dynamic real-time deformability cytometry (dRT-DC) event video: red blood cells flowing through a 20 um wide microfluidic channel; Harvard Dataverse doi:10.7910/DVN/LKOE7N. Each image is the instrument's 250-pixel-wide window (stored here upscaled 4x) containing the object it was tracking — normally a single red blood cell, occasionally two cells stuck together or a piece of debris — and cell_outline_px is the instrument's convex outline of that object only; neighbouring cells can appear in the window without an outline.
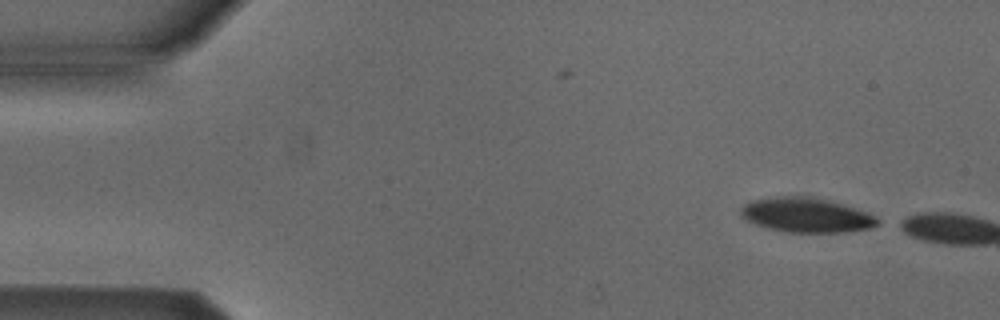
{"species": "Egyptian fruit bat (a non-hibernating species)", "species_latin": "Rousettus aegyptiacus", "temperature_condition": "cold", "stored_images_in_passage": 6, "camera_frame_rate_fps": 3000, "um_per_image_px": 0.085, "animal": {"sex": "male"}, "frame": {"image": 1, "passage_image": 6, "time_ms": 1.667, "image_size_px": [1000, 320], "cell_outline_px": [[880, 224], [868, 228], [844, 232], [788, 232], [768, 228], [744, 220], [740, 216], [740, 208], [744, 204], [752, 200], [776, 196], [804, 196], [828, 200], [876, 216], [880, 220]], "centroid_in_image_um": [68.48, 18.28], "position_along_channel_um": 16.5, "area_um2": 27.34}}